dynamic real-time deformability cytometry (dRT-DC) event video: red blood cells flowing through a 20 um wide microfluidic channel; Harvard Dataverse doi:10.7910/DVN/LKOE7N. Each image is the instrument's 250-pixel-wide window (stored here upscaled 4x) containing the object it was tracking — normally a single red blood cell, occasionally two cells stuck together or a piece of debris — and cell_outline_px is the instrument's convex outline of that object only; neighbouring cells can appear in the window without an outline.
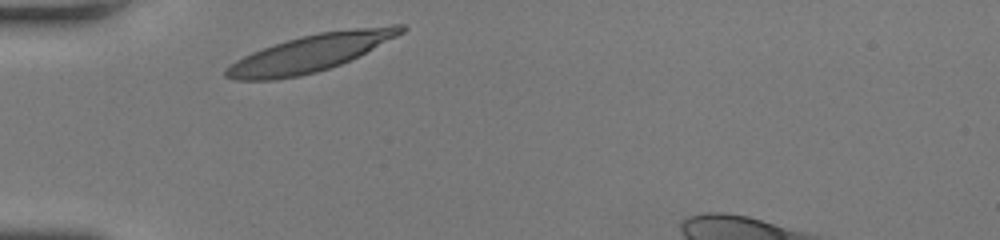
{"species": "human", "species_latin": "Homo sapiens", "temperature_condition": "room temperature", "stored_images_in_passage": 27, "camera_frame_rate_fps": 3000, "um_per_image_px": 0.085, "donor": {"sex": "female"}, "frame": {"image": 1, "passage_image": 1, "time_ms": 0.0, "image_size_px": [1000, 240], "cell_outline_px": [[408, 28], [404, 32], [360, 56], [340, 64], [316, 72], [300, 76], [276, 80], [236, 80], [224, 76], [224, 68], [236, 60], [252, 52], [300, 36], [320, 32], [392, 24], [404, 24]], "centroid_in_image_um": [26.41, 4.51], "position_along_channel_um": 58.6, "area_um2": 37.69}}
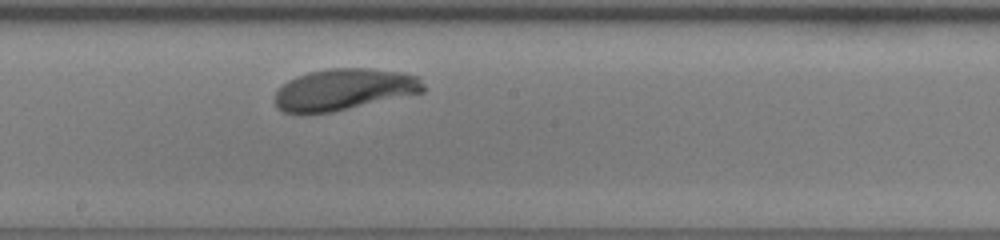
{"frame": {"image": 2, "passage_image": 14, "time_ms": 4.333, "image_size_px": [1000, 240], "cell_outline_px": [[424, 92], [332, 112], [304, 116], [300, 116], [284, 112], [276, 108], [272, 100], [276, 92], [288, 80], [296, 76], [308, 72], [328, 68], [368, 68], [404, 72], [420, 76], [424, 84]], "centroid_in_image_um": [29.18, 7.63], "position_along_channel_um": 219.0, "area_um2": 36.76}}
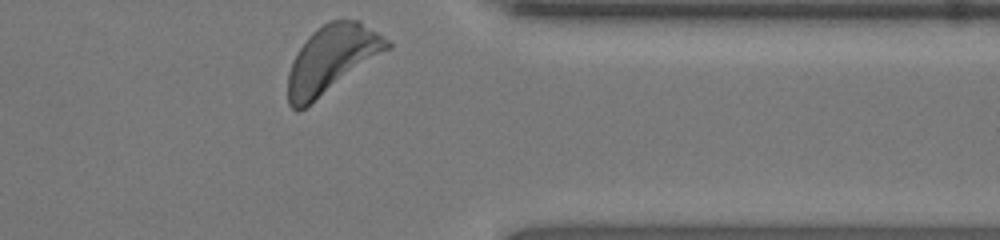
{"frame": {"image": 3, "passage_image": 27, "time_ms": 8.667, "image_size_px": [1000, 240], "cell_outline_px": [[392, 48], [304, 108], [296, 112], [288, 104], [288, 72], [292, 60], [308, 36], [316, 28], [332, 20], [360, 20], [388, 40], [392, 44]], "centroid_in_image_um": [28.2, 5.03], "position_along_channel_um": 383.2, "area_um2": 38.78}, "authors_computed_cell_mechanics": {"area_um2": 36.414, "velocity_mm_per_s": 3.9528, "shape_relaxation_time_tau1_ms": 1.9609, "shape_relaxation_time_tau2_ms": null, "deformation_change_tau1": 0.1521, "deformation_change_tau2": null}}